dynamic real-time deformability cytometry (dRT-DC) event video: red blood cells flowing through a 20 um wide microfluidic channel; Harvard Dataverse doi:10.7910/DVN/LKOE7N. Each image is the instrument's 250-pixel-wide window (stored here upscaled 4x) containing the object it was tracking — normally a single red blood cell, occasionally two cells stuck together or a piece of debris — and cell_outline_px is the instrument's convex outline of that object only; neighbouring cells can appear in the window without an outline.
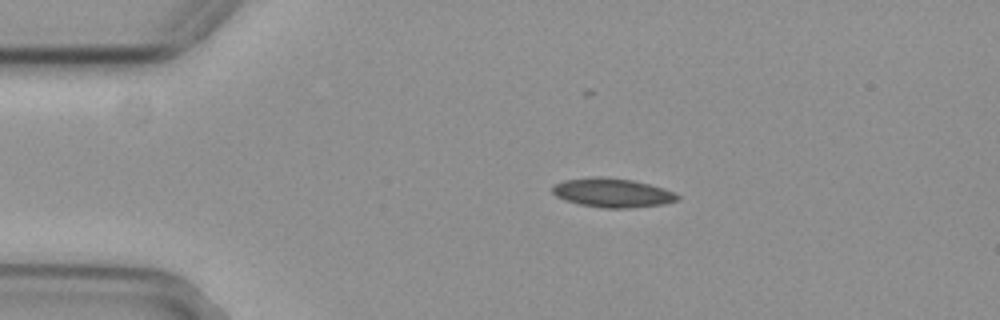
{"species": "common noctule bat (a hibernating species)", "species_latin": "Nyctalus noctula", "temperature_condition": "cold", "stored_images_in_passage": 32, "camera_frame_rate_fps": 3000, "um_per_image_px": 0.085, "animal": {"sex": "female", "body_mass_g": 29.2, "forearm_length_mm": 56.3}, "frame": {"image": 1, "passage_image": 1, "time_ms": 0.0, "image_size_px": [1000, 320], "cell_outline_px": [[680, 200], [664, 204], [628, 208], [600, 208], [580, 204], [564, 200], [556, 196], [552, 192], [552, 184], [564, 180], [596, 176], [632, 180], [664, 188], [680, 196]], "centroid_in_image_um": [52.03, 16.39], "position_along_channel_um": 33.0, "area_um2": 21.21}}
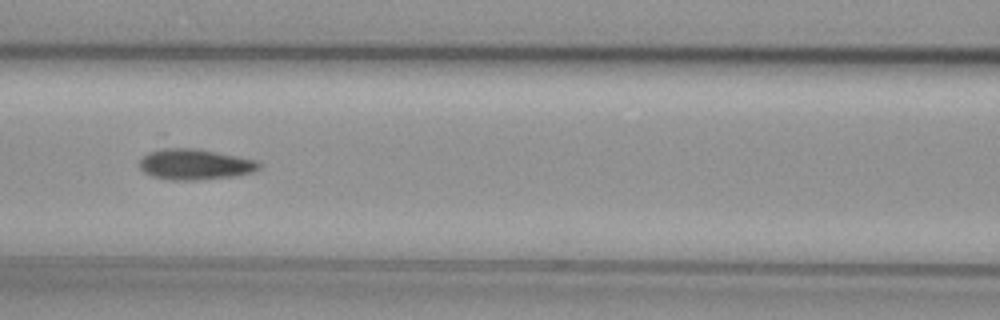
{"frame": {"image": 2, "passage_image": 14, "time_ms": 4.333, "image_size_px": [1000, 320], "cell_outline_px": [[260, 168], [252, 172], [236, 176], [196, 180], [168, 180], [152, 176], [144, 172], [140, 168], [140, 160], [148, 152], [168, 144], [200, 148], [256, 160], [260, 164]], "centroid_in_image_um": [16.51, 13.92], "position_along_channel_um": 150.1, "area_um2": 22.2}}
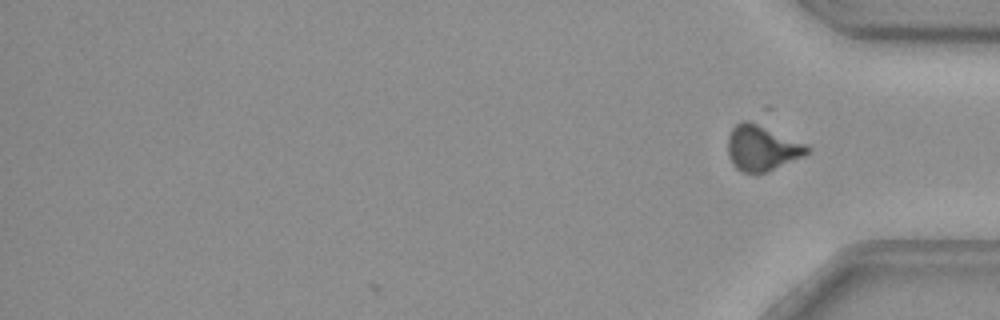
{"frame": {"image": 3, "passage_image": 32, "time_ms": 10.333, "image_size_px": [1000, 320], "cell_outline_px": [[812, 152], [804, 156], [768, 172], [740, 172], [732, 164], [728, 156], [728, 136], [732, 128], [740, 120], [748, 120], [808, 144], [812, 148]], "centroid_in_image_um": [64.79, 12.58], "position_along_channel_um": 370.4, "area_um2": 21.33}}